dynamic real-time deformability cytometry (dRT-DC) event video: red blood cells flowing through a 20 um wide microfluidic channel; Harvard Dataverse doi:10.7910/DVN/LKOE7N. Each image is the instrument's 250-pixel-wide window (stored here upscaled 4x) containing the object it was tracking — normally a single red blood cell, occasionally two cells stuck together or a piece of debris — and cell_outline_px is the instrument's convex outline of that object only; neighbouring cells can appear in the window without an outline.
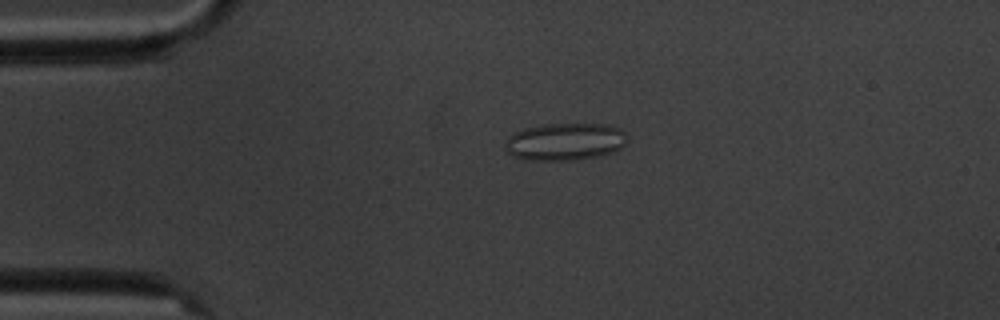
{"species": "common noctule bat (a hibernating species)", "species_latin": "Nyctalus noctula", "temperature_condition": "cold", "stored_images_in_passage": 5, "camera_frame_rate_fps": 3000, "um_per_image_px": 0.085, "animal": {"sex": "male", "body_mass_g": 20.1, "forearm_length_mm": 53.5}, "frame": {"image": 1, "passage_image": 4, "time_ms": 3.667, "image_size_px": [1000, 320], "cell_outline_px": [[628, 136], [624, 144], [620, 148], [612, 152], [600, 156], [580, 160], [520, 160], [512, 156], [504, 148], [504, 144], [508, 136], [512, 132], [524, 128], [544, 124], [608, 124], [620, 128]], "centroid_in_image_um": [47.99, 12.05], "position_along_channel_um": 37.0, "area_um2": 27.11}}